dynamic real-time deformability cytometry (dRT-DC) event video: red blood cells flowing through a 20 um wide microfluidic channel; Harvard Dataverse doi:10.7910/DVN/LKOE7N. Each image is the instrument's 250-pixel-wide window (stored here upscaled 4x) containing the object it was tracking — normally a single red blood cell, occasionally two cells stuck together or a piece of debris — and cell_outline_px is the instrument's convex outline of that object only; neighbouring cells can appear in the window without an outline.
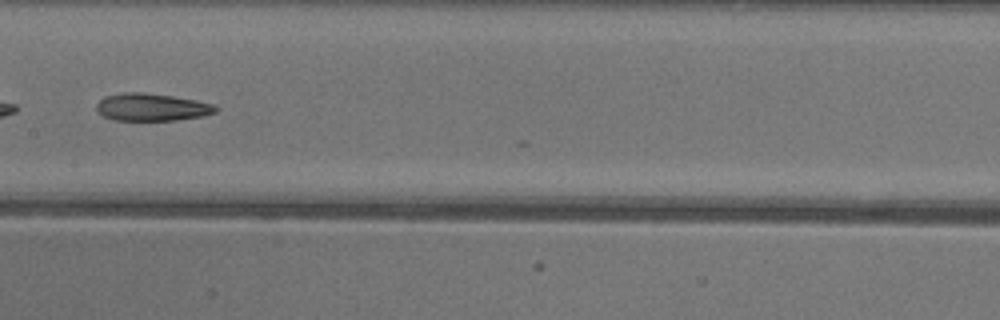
{"species": "common noctule bat (a hibernating species)", "species_latin": "Nyctalus noctula", "temperature_condition": "warm", "stored_images_in_passage": 20, "camera_frame_rate_fps": 3000, "um_per_image_px": 0.085, "animal": {"sex": "female"}, "frame": {"image": 1, "passage_image": 16, "time_ms": 5.0, "image_size_px": [1000, 320], "cell_outline_px": [[216, 112], [204, 116], [176, 120], [112, 120], [104, 116], [96, 108], [96, 104], [104, 96], [124, 92], [144, 92], [172, 96], [196, 100], [212, 104], [216, 108]], "centroid_in_image_um": [12.88, 9.1], "position_along_channel_um": 194.5, "area_um2": 19.02}}
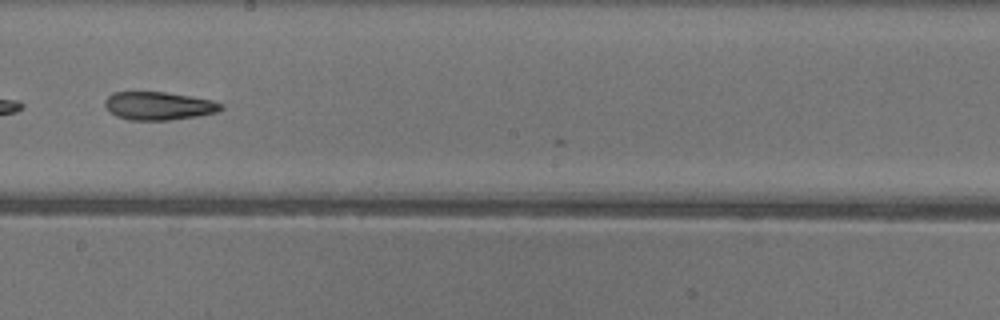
{"frame": {"image": 2, "passage_image": 19, "time_ms": 6.0, "image_size_px": [1000, 320], "cell_outline_px": [[224, 108], [216, 112], [196, 116], [168, 120], [128, 120], [116, 116], [108, 112], [104, 104], [104, 100], [112, 92], [164, 92], [212, 100], [224, 104]], "centroid_in_image_um": [13.44, 9.0], "position_along_channel_um": 234.8, "area_um2": 19.07}}